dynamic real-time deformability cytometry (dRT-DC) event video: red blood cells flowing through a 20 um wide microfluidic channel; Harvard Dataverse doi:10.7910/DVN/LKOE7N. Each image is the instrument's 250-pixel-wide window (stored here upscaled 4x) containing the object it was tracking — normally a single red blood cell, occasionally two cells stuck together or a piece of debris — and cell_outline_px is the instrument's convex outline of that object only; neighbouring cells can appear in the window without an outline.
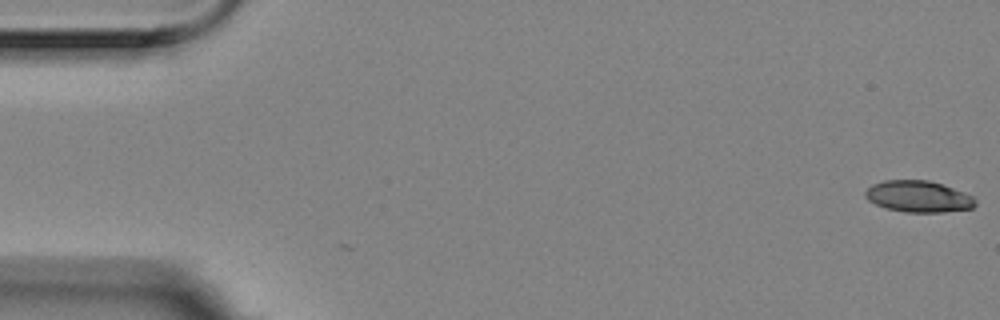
{"species": "Egyptian fruit bat (a non-hibernating species)", "species_latin": "Rousettus aegyptiacus", "temperature_condition": "room temperature", "stored_images_in_passage": 4, "camera_frame_rate_fps": 3000, "um_per_image_px": 0.085, "animal": {"sex": "female"}, "frame": {"image": 1, "passage_image": 4, "time_ms": 1.0, "image_size_px": [1000, 320], "cell_outline_px": [[976, 204], [972, 208], [944, 212], [904, 212], [888, 208], [876, 204], [868, 200], [864, 196], [864, 192], [872, 184], [884, 180], [928, 180], [964, 192], [972, 196], [976, 200]], "centroid_in_image_um": [78.05, 16.7], "position_along_channel_um": 7.0, "area_um2": 20.06}}